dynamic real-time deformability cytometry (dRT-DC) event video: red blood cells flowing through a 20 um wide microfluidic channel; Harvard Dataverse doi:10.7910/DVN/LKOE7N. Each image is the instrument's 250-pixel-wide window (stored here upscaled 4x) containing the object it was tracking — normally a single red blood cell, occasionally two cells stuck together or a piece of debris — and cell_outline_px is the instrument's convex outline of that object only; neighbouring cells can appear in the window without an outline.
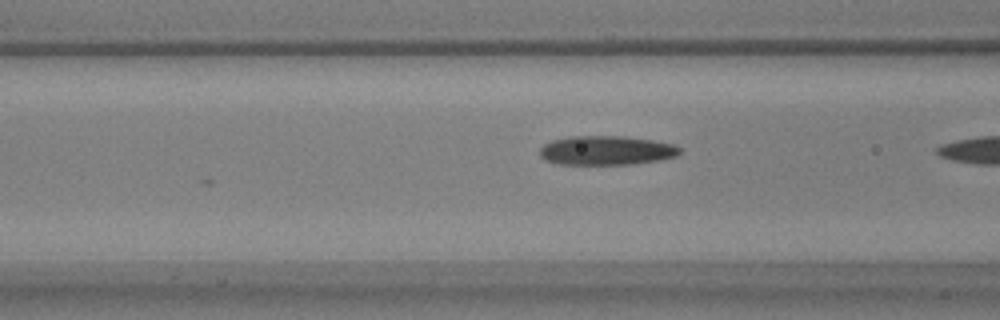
{"species": "common noctule bat (a hibernating species)", "species_latin": "Nyctalus noctula", "temperature_condition": "warm", "stored_images_in_passage": 8, "camera_frame_rate_fps": 3000, "um_per_image_px": 0.085, "animal": {"sex": "male", "body_mass_g": 17.9, "forearm_length_mm": 54.2}, "frame": {"image": 1, "passage_image": 8, "time_ms": 2.333, "image_size_px": [1000, 320], "cell_outline_px": [[680, 152], [676, 156], [660, 160], [632, 164], [560, 164], [544, 160], [540, 156], [540, 148], [544, 144], [552, 140], [572, 136], [624, 136], [652, 140], [672, 144], [680, 148]], "centroid_in_image_um": [51.52, 12.78], "position_along_channel_um": 115.1, "area_um2": 23.76}}